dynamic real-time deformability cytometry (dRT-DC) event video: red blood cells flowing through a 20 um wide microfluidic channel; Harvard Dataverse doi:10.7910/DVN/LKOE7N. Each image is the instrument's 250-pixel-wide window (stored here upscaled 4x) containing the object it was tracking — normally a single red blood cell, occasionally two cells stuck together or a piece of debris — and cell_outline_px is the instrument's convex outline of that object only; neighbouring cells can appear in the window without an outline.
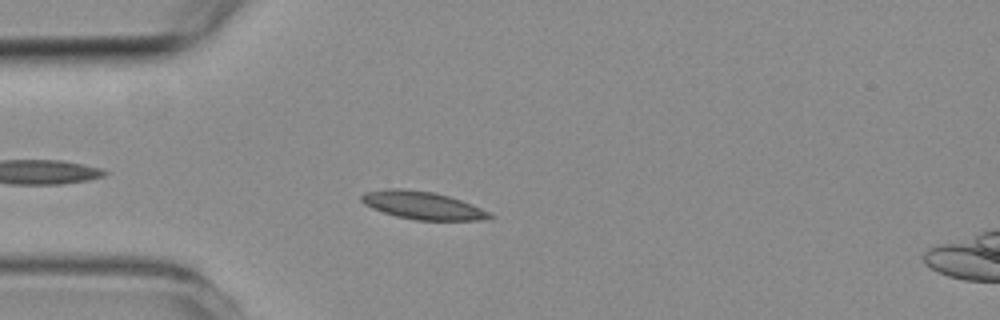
{"species": "common noctule bat (a hibernating species)", "species_latin": "Nyctalus noctula", "temperature_condition": "room temperature", "stored_images_in_passage": 5, "camera_frame_rate_fps": 3000, "um_per_image_px": 0.085, "animal": {"sex": "female", "body_mass_g": 19.3, "forearm_length_mm": 54.1}, "frame": {"image": 1, "passage_image": 5, "time_ms": 4.667, "image_size_px": [1000, 320], "cell_outline_px": [[496, 216], [480, 220], [416, 220], [396, 216], [372, 208], [364, 204], [360, 200], [360, 196], [364, 192], [388, 188], [400, 188], [432, 192], [448, 196], [472, 204]], "centroid_in_image_um": [35.88, 17.45], "position_along_channel_um": 49.1, "area_um2": 20.63}}